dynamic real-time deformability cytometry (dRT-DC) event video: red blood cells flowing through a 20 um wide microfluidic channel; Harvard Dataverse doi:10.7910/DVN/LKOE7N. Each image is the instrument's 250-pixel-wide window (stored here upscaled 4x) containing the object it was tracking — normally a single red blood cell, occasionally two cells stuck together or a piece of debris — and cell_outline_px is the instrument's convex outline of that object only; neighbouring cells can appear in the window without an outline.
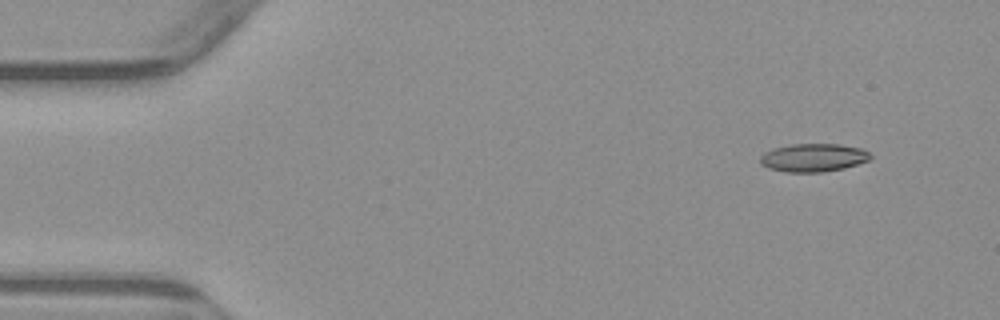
{"species": "common noctule bat (a hibernating species)", "species_latin": "Nyctalus noctula", "temperature_condition": "warm", "stored_images_in_passage": 3, "camera_frame_rate_fps": 3000, "um_per_image_px": 0.085, "animal": {"sex": "male", "body_mass_g": 23.1, "forearm_length_mm": 52.7}, "frame": {"image": 1, "passage_image": 1, "time_ms": 0.0, "image_size_px": [1000, 320], "cell_outline_px": [[872, 156], [868, 160], [844, 168], [824, 172], [784, 172], [768, 168], [760, 164], [760, 156], [764, 152], [772, 148], [788, 144], [840, 144], [860, 148], [868, 152]], "centroid_in_image_um": [69.08, 13.4], "position_along_channel_um": 15.9, "area_um2": 18.21}}
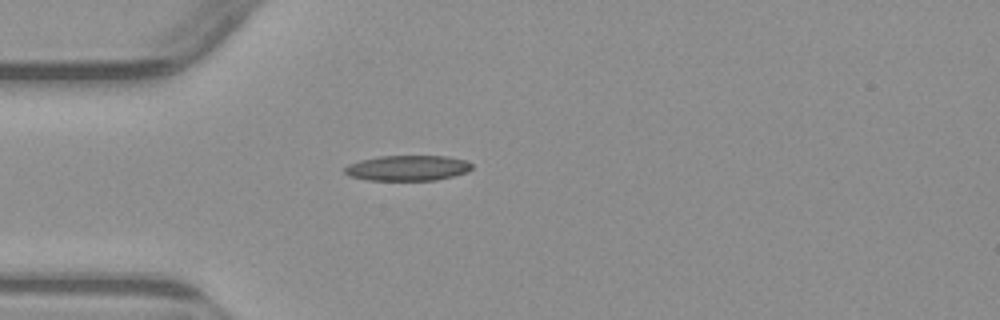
{"frame": {"image": 2, "passage_image": 3, "time_ms": 3.333, "image_size_px": [1000, 320], "cell_outline_px": [[472, 168], [468, 172], [436, 180], [368, 180], [348, 176], [344, 172], [344, 168], [348, 164], [360, 160], [380, 156], [448, 156], [468, 160], [472, 164]], "centroid_in_image_um": [34.66, 14.28], "position_along_channel_um": 50.3, "area_um2": 18.96}}